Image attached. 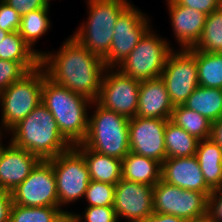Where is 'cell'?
Listing matches in <instances>:
<instances>
[{"instance_id": "2", "label": "cell", "mask_w": 222, "mask_h": 222, "mask_svg": "<svg viewBox=\"0 0 222 222\" xmlns=\"http://www.w3.org/2000/svg\"><path fill=\"white\" fill-rule=\"evenodd\" d=\"M41 102L51 112L61 135L71 146L84 142L88 132L87 111L93 101L55 83L45 72Z\"/></svg>"}, {"instance_id": "7", "label": "cell", "mask_w": 222, "mask_h": 222, "mask_svg": "<svg viewBox=\"0 0 222 222\" xmlns=\"http://www.w3.org/2000/svg\"><path fill=\"white\" fill-rule=\"evenodd\" d=\"M169 44L150 28L117 68L139 81L161 77L167 57L172 51Z\"/></svg>"}, {"instance_id": "27", "label": "cell", "mask_w": 222, "mask_h": 222, "mask_svg": "<svg viewBox=\"0 0 222 222\" xmlns=\"http://www.w3.org/2000/svg\"><path fill=\"white\" fill-rule=\"evenodd\" d=\"M43 51L32 50L19 32H11L0 42V59L13 62H40Z\"/></svg>"}, {"instance_id": "10", "label": "cell", "mask_w": 222, "mask_h": 222, "mask_svg": "<svg viewBox=\"0 0 222 222\" xmlns=\"http://www.w3.org/2000/svg\"><path fill=\"white\" fill-rule=\"evenodd\" d=\"M149 17L130 4L118 17L109 53L103 58L107 68H117L151 28Z\"/></svg>"}, {"instance_id": "37", "label": "cell", "mask_w": 222, "mask_h": 222, "mask_svg": "<svg viewBox=\"0 0 222 222\" xmlns=\"http://www.w3.org/2000/svg\"><path fill=\"white\" fill-rule=\"evenodd\" d=\"M207 214L215 221L222 222V188L213 190L207 199Z\"/></svg>"}, {"instance_id": "18", "label": "cell", "mask_w": 222, "mask_h": 222, "mask_svg": "<svg viewBox=\"0 0 222 222\" xmlns=\"http://www.w3.org/2000/svg\"><path fill=\"white\" fill-rule=\"evenodd\" d=\"M172 28L181 49H190L200 39L207 14L166 0Z\"/></svg>"}, {"instance_id": "12", "label": "cell", "mask_w": 222, "mask_h": 222, "mask_svg": "<svg viewBox=\"0 0 222 222\" xmlns=\"http://www.w3.org/2000/svg\"><path fill=\"white\" fill-rule=\"evenodd\" d=\"M13 204L26 207H58L56 178L51 161L40 160L30 175L12 192Z\"/></svg>"}, {"instance_id": "33", "label": "cell", "mask_w": 222, "mask_h": 222, "mask_svg": "<svg viewBox=\"0 0 222 222\" xmlns=\"http://www.w3.org/2000/svg\"><path fill=\"white\" fill-rule=\"evenodd\" d=\"M84 218V220H83ZM72 222H117L113 206H89L83 215L71 213Z\"/></svg>"}, {"instance_id": "32", "label": "cell", "mask_w": 222, "mask_h": 222, "mask_svg": "<svg viewBox=\"0 0 222 222\" xmlns=\"http://www.w3.org/2000/svg\"><path fill=\"white\" fill-rule=\"evenodd\" d=\"M115 196V185L90 181L84 197L88 202V206H113Z\"/></svg>"}, {"instance_id": "30", "label": "cell", "mask_w": 222, "mask_h": 222, "mask_svg": "<svg viewBox=\"0 0 222 222\" xmlns=\"http://www.w3.org/2000/svg\"><path fill=\"white\" fill-rule=\"evenodd\" d=\"M71 212L59 207H26L12 204L9 222H59Z\"/></svg>"}, {"instance_id": "1", "label": "cell", "mask_w": 222, "mask_h": 222, "mask_svg": "<svg viewBox=\"0 0 222 222\" xmlns=\"http://www.w3.org/2000/svg\"><path fill=\"white\" fill-rule=\"evenodd\" d=\"M40 65L48 78L91 101L98 99L106 70L103 58L90 53L72 36L57 53L44 52Z\"/></svg>"}, {"instance_id": "34", "label": "cell", "mask_w": 222, "mask_h": 222, "mask_svg": "<svg viewBox=\"0 0 222 222\" xmlns=\"http://www.w3.org/2000/svg\"><path fill=\"white\" fill-rule=\"evenodd\" d=\"M21 16L6 2L0 0V29L9 33L18 32Z\"/></svg>"}, {"instance_id": "43", "label": "cell", "mask_w": 222, "mask_h": 222, "mask_svg": "<svg viewBox=\"0 0 222 222\" xmlns=\"http://www.w3.org/2000/svg\"><path fill=\"white\" fill-rule=\"evenodd\" d=\"M9 32L0 29V42L3 41V39H5V37L8 35Z\"/></svg>"}, {"instance_id": "19", "label": "cell", "mask_w": 222, "mask_h": 222, "mask_svg": "<svg viewBox=\"0 0 222 222\" xmlns=\"http://www.w3.org/2000/svg\"><path fill=\"white\" fill-rule=\"evenodd\" d=\"M173 108L161 77L141 81L137 117L170 120Z\"/></svg>"}, {"instance_id": "5", "label": "cell", "mask_w": 222, "mask_h": 222, "mask_svg": "<svg viewBox=\"0 0 222 222\" xmlns=\"http://www.w3.org/2000/svg\"><path fill=\"white\" fill-rule=\"evenodd\" d=\"M96 104V105H95ZM88 121L87 136L82 143L95 152L123 159L129 152V119L102 107L97 101Z\"/></svg>"}, {"instance_id": "40", "label": "cell", "mask_w": 222, "mask_h": 222, "mask_svg": "<svg viewBox=\"0 0 222 222\" xmlns=\"http://www.w3.org/2000/svg\"><path fill=\"white\" fill-rule=\"evenodd\" d=\"M210 139L222 148V116L212 123Z\"/></svg>"}, {"instance_id": "17", "label": "cell", "mask_w": 222, "mask_h": 222, "mask_svg": "<svg viewBox=\"0 0 222 222\" xmlns=\"http://www.w3.org/2000/svg\"><path fill=\"white\" fill-rule=\"evenodd\" d=\"M41 159L23 148L9 143L0 145V190L12 192L31 173Z\"/></svg>"}, {"instance_id": "4", "label": "cell", "mask_w": 222, "mask_h": 222, "mask_svg": "<svg viewBox=\"0 0 222 222\" xmlns=\"http://www.w3.org/2000/svg\"><path fill=\"white\" fill-rule=\"evenodd\" d=\"M89 14L85 24L73 33V38L90 53L104 58L114 36L119 15L130 5L127 0H86Z\"/></svg>"}, {"instance_id": "44", "label": "cell", "mask_w": 222, "mask_h": 222, "mask_svg": "<svg viewBox=\"0 0 222 222\" xmlns=\"http://www.w3.org/2000/svg\"><path fill=\"white\" fill-rule=\"evenodd\" d=\"M2 132L0 131V140H1V136H2ZM2 144V142L0 141V145Z\"/></svg>"}, {"instance_id": "21", "label": "cell", "mask_w": 222, "mask_h": 222, "mask_svg": "<svg viewBox=\"0 0 222 222\" xmlns=\"http://www.w3.org/2000/svg\"><path fill=\"white\" fill-rule=\"evenodd\" d=\"M195 156L206 184L222 188V148L210 138L199 140Z\"/></svg>"}, {"instance_id": "39", "label": "cell", "mask_w": 222, "mask_h": 222, "mask_svg": "<svg viewBox=\"0 0 222 222\" xmlns=\"http://www.w3.org/2000/svg\"><path fill=\"white\" fill-rule=\"evenodd\" d=\"M140 222H185V220L178 216L153 212Z\"/></svg>"}, {"instance_id": "28", "label": "cell", "mask_w": 222, "mask_h": 222, "mask_svg": "<svg viewBox=\"0 0 222 222\" xmlns=\"http://www.w3.org/2000/svg\"><path fill=\"white\" fill-rule=\"evenodd\" d=\"M193 49L207 53H222V6L207 15L201 37Z\"/></svg>"}, {"instance_id": "20", "label": "cell", "mask_w": 222, "mask_h": 222, "mask_svg": "<svg viewBox=\"0 0 222 222\" xmlns=\"http://www.w3.org/2000/svg\"><path fill=\"white\" fill-rule=\"evenodd\" d=\"M85 159L92 181L116 185L122 179V160L104 155L83 144L74 146Z\"/></svg>"}, {"instance_id": "3", "label": "cell", "mask_w": 222, "mask_h": 222, "mask_svg": "<svg viewBox=\"0 0 222 222\" xmlns=\"http://www.w3.org/2000/svg\"><path fill=\"white\" fill-rule=\"evenodd\" d=\"M10 131L12 138L9 142L41 160L56 157L72 147L63 138L53 115L42 102Z\"/></svg>"}, {"instance_id": "38", "label": "cell", "mask_w": 222, "mask_h": 222, "mask_svg": "<svg viewBox=\"0 0 222 222\" xmlns=\"http://www.w3.org/2000/svg\"><path fill=\"white\" fill-rule=\"evenodd\" d=\"M12 204L11 192L0 190V222H9Z\"/></svg>"}, {"instance_id": "25", "label": "cell", "mask_w": 222, "mask_h": 222, "mask_svg": "<svg viewBox=\"0 0 222 222\" xmlns=\"http://www.w3.org/2000/svg\"><path fill=\"white\" fill-rule=\"evenodd\" d=\"M170 121L198 140L208 139L211 136L212 122L184 105L174 106Z\"/></svg>"}, {"instance_id": "41", "label": "cell", "mask_w": 222, "mask_h": 222, "mask_svg": "<svg viewBox=\"0 0 222 222\" xmlns=\"http://www.w3.org/2000/svg\"><path fill=\"white\" fill-rule=\"evenodd\" d=\"M185 222H215L207 213L203 216L185 220Z\"/></svg>"}, {"instance_id": "26", "label": "cell", "mask_w": 222, "mask_h": 222, "mask_svg": "<svg viewBox=\"0 0 222 222\" xmlns=\"http://www.w3.org/2000/svg\"><path fill=\"white\" fill-rule=\"evenodd\" d=\"M194 57L199 86L222 89V53H207L194 49Z\"/></svg>"}, {"instance_id": "24", "label": "cell", "mask_w": 222, "mask_h": 222, "mask_svg": "<svg viewBox=\"0 0 222 222\" xmlns=\"http://www.w3.org/2000/svg\"><path fill=\"white\" fill-rule=\"evenodd\" d=\"M164 139L166 158L194 156L199 142L195 136L170 120L166 123Z\"/></svg>"}, {"instance_id": "11", "label": "cell", "mask_w": 222, "mask_h": 222, "mask_svg": "<svg viewBox=\"0 0 222 222\" xmlns=\"http://www.w3.org/2000/svg\"><path fill=\"white\" fill-rule=\"evenodd\" d=\"M115 69L106 68L96 101L102 107L113 110L128 119L134 118L137 114L141 81Z\"/></svg>"}, {"instance_id": "42", "label": "cell", "mask_w": 222, "mask_h": 222, "mask_svg": "<svg viewBox=\"0 0 222 222\" xmlns=\"http://www.w3.org/2000/svg\"><path fill=\"white\" fill-rule=\"evenodd\" d=\"M59 222H72L71 214H66Z\"/></svg>"}, {"instance_id": "13", "label": "cell", "mask_w": 222, "mask_h": 222, "mask_svg": "<svg viewBox=\"0 0 222 222\" xmlns=\"http://www.w3.org/2000/svg\"><path fill=\"white\" fill-rule=\"evenodd\" d=\"M153 212L178 216L184 220L207 213V197L159 180L153 186Z\"/></svg>"}, {"instance_id": "14", "label": "cell", "mask_w": 222, "mask_h": 222, "mask_svg": "<svg viewBox=\"0 0 222 222\" xmlns=\"http://www.w3.org/2000/svg\"><path fill=\"white\" fill-rule=\"evenodd\" d=\"M167 121L137 116L130 118V151L162 163L166 159L164 133Z\"/></svg>"}, {"instance_id": "31", "label": "cell", "mask_w": 222, "mask_h": 222, "mask_svg": "<svg viewBox=\"0 0 222 222\" xmlns=\"http://www.w3.org/2000/svg\"><path fill=\"white\" fill-rule=\"evenodd\" d=\"M38 66L40 62H13L0 59V92Z\"/></svg>"}, {"instance_id": "16", "label": "cell", "mask_w": 222, "mask_h": 222, "mask_svg": "<svg viewBox=\"0 0 222 222\" xmlns=\"http://www.w3.org/2000/svg\"><path fill=\"white\" fill-rule=\"evenodd\" d=\"M161 180L182 189L201 192L207 198L213 191L206 184L195 155L166 158L161 163Z\"/></svg>"}, {"instance_id": "23", "label": "cell", "mask_w": 222, "mask_h": 222, "mask_svg": "<svg viewBox=\"0 0 222 222\" xmlns=\"http://www.w3.org/2000/svg\"><path fill=\"white\" fill-rule=\"evenodd\" d=\"M183 105L213 123L222 116V89L198 86Z\"/></svg>"}, {"instance_id": "9", "label": "cell", "mask_w": 222, "mask_h": 222, "mask_svg": "<svg viewBox=\"0 0 222 222\" xmlns=\"http://www.w3.org/2000/svg\"><path fill=\"white\" fill-rule=\"evenodd\" d=\"M179 50L170 52L161 74L173 106L183 105L199 86L194 49Z\"/></svg>"}, {"instance_id": "15", "label": "cell", "mask_w": 222, "mask_h": 222, "mask_svg": "<svg viewBox=\"0 0 222 222\" xmlns=\"http://www.w3.org/2000/svg\"><path fill=\"white\" fill-rule=\"evenodd\" d=\"M153 186L121 179L115 185L113 208L117 217L140 222L153 213Z\"/></svg>"}, {"instance_id": "8", "label": "cell", "mask_w": 222, "mask_h": 222, "mask_svg": "<svg viewBox=\"0 0 222 222\" xmlns=\"http://www.w3.org/2000/svg\"><path fill=\"white\" fill-rule=\"evenodd\" d=\"M49 160L56 178L58 207L84 197L91 178L83 155L72 146Z\"/></svg>"}, {"instance_id": "36", "label": "cell", "mask_w": 222, "mask_h": 222, "mask_svg": "<svg viewBox=\"0 0 222 222\" xmlns=\"http://www.w3.org/2000/svg\"><path fill=\"white\" fill-rule=\"evenodd\" d=\"M11 6L20 16L31 11L45 8L49 3L47 0H3Z\"/></svg>"}, {"instance_id": "35", "label": "cell", "mask_w": 222, "mask_h": 222, "mask_svg": "<svg viewBox=\"0 0 222 222\" xmlns=\"http://www.w3.org/2000/svg\"><path fill=\"white\" fill-rule=\"evenodd\" d=\"M178 5L204 12L209 15L222 6V0H174Z\"/></svg>"}, {"instance_id": "29", "label": "cell", "mask_w": 222, "mask_h": 222, "mask_svg": "<svg viewBox=\"0 0 222 222\" xmlns=\"http://www.w3.org/2000/svg\"><path fill=\"white\" fill-rule=\"evenodd\" d=\"M49 4L45 8L31 11L21 16V25L19 34L23 37L24 41L33 50V45L42 37L50 28V20L48 18Z\"/></svg>"}, {"instance_id": "22", "label": "cell", "mask_w": 222, "mask_h": 222, "mask_svg": "<svg viewBox=\"0 0 222 222\" xmlns=\"http://www.w3.org/2000/svg\"><path fill=\"white\" fill-rule=\"evenodd\" d=\"M122 178L154 186L161 179V163L130 151L122 159Z\"/></svg>"}, {"instance_id": "6", "label": "cell", "mask_w": 222, "mask_h": 222, "mask_svg": "<svg viewBox=\"0 0 222 222\" xmlns=\"http://www.w3.org/2000/svg\"><path fill=\"white\" fill-rule=\"evenodd\" d=\"M44 80L45 70L40 65L0 92L2 129L11 133L41 103Z\"/></svg>"}]
</instances>
